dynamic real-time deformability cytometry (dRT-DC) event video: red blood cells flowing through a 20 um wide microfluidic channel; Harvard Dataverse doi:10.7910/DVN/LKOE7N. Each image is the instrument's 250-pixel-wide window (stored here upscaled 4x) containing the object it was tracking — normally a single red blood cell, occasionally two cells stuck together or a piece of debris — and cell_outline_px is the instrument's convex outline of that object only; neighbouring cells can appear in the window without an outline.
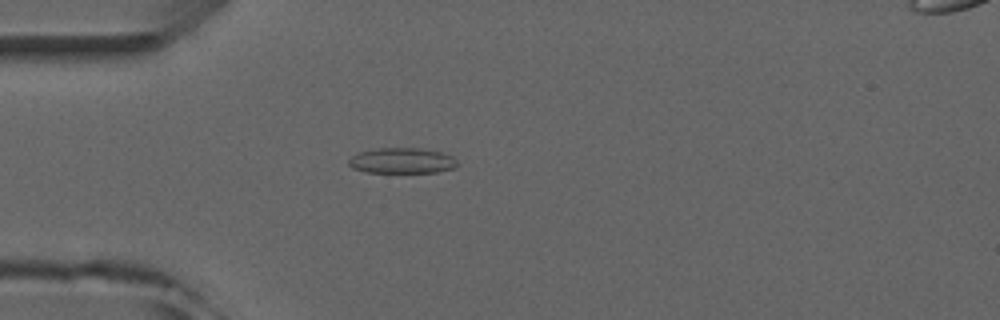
{"species": "common noctule bat (a hibernating species)", "species_latin": "Nyctalus noctula", "temperature_condition": "room temperature", "stored_images_in_passage": 4, "camera_frame_rate_fps": 3000, "um_per_image_px": 0.085, "animal": {"sex": "male", "forearm_length_mm": 52.5}, "frame": {"image": 1, "passage_image": 4, "time_ms": 4.333, "image_size_px": [1000, 320], "cell_outline_px": [[456, 168], [436, 172], [368, 172], [352, 168], [348, 164], [348, 160], [352, 156], [360, 152], [376, 148], [420, 148], [440, 152], [452, 156], [456, 160]], "centroid_in_image_um": [34.16, 13.65], "position_along_channel_um": 50.8, "area_um2": 16.07}}